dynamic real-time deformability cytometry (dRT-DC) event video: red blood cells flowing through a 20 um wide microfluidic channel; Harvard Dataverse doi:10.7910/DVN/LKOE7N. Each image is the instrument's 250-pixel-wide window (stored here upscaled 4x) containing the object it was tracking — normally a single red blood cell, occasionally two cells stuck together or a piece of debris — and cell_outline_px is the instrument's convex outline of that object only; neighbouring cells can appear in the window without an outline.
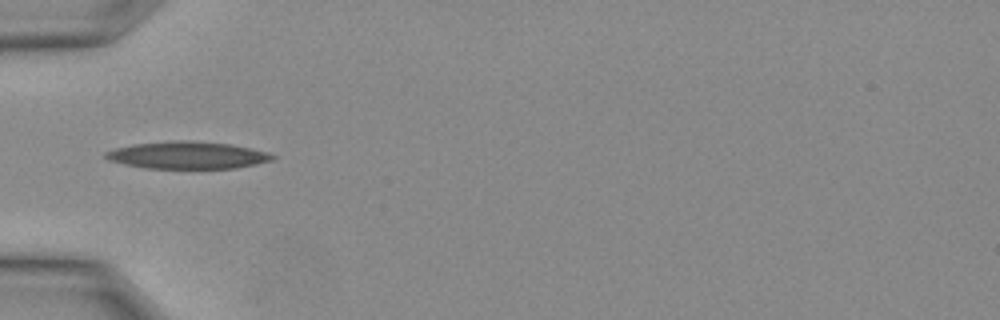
{"species": "Egyptian fruit bat (a non-hibernating species)", "species_latin": "Rousettus aegyptiacus", "temperature_condition": "warm", "stored_images_in_passage": 11, "camera_frame_rate_fps": 3000, "um_per_image_px": 0.085, "animal": {"sex": "female"}, "frame": {"image": 1, "passage_image": 9, "time_ms": 2.667, "image_size_px": [1000, 320], "cell_outline_px": [[276, 156], [272, 160], [236, 168], [144, 168], [124, 164], [108, 160], [104, 156], [104, 152], [116, 148], [136, 144], [180, 140], [188, 140], [232, 144], [252, 148], [268, 152]], "centroid_in_image_um": [15.94, 13.19], "position_along_channel_um": 69.1, "area_um2": 26.36}}